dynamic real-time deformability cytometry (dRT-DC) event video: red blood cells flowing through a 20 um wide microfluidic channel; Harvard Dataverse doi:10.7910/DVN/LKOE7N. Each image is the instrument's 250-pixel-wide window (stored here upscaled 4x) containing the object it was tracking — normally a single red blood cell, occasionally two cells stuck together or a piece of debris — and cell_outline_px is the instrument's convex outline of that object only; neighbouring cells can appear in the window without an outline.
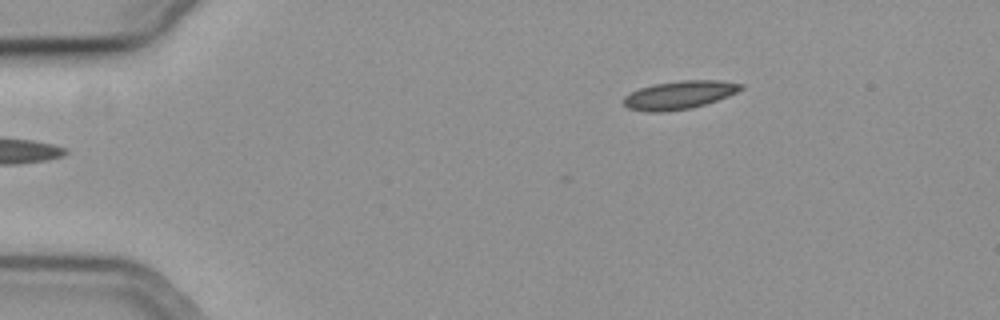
{"species": "common noctule bat (a hibernating species)", "species_latin": "Nyctalus noctula", "temperature_condition": "cold", "stored_images_in_passage": 4, "camera_frame_rate_fps": 3000, "um_per_image_px": 0.085, "animal": {"sex": "female", "body_mass_g": 19.3, "forearm_length_mm": 54.1}, "frame": {"image": 1, "passage_image": 4, "time_ms": 1.0, "image_size_px": [1000, 320], "cell_outline_px": [[744, 88], [728, 96], [704, 104], [688, 108], [660, 112], [652, 112], [628, 108], [624, 104], [624, 96], [640, 88], [652, 84], [680, 80], [720, 80], [744, 84]], "centroid_in_image_um": [57.76, 8.05], "position_along_channel_um": 27.2, "area_um2": 19.07}}